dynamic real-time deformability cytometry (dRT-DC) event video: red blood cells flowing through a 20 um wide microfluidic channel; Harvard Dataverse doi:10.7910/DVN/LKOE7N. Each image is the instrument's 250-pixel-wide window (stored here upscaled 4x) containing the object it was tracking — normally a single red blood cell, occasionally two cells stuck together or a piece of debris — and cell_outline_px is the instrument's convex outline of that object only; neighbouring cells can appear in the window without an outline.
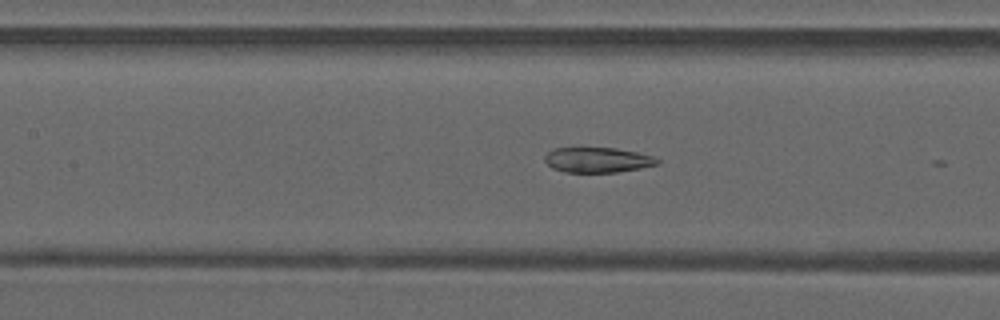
{"species": "common noctule bat (a hibernating species)", "species_latin": "Nyctalus noctula", "temperature_condition": "warm", "stored_images_in_passage": 10, "camera_frame_rate_fps": 3000, "um_per_image_px": 0.085, "animal": {"sex": "male", "forearm_length_mm": 52.5}, "frame": {"image": 1, "passage_image": 7, "time_ms": 2.0, "image_size_px": [1000, 320], "cell_outline_px": [[660, 164], [640, 168], [616, 172], [564, 172], [552, 168], [544, 160], [544, 156], [552, 148], [616, 148], [636, 152], [652, 156], [660, 160]], "centroid_in_image_um": [50.78, 13.59], "position_along_channel_um": 156.6, "area_um2": 16.47}}